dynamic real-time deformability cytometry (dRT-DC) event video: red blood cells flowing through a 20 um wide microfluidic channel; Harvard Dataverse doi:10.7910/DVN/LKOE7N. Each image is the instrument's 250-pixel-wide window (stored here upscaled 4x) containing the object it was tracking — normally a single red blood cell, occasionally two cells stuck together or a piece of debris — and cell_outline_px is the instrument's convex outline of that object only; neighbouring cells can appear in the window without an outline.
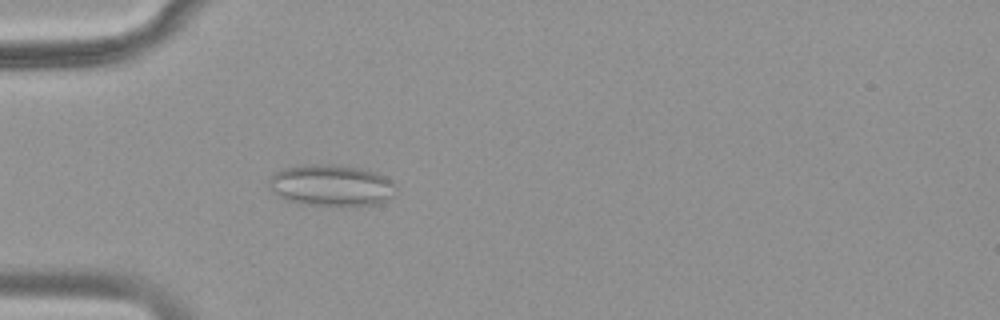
{"species": "common noctule bat (a hibernating species)", "species_latin": "Nyctalus noctula", "temperature_condition": "warm", "stored_images_in_passage": 45, "camera_frame_rate_fps": 3000, "um_per_image_px": 0.085, "animal": {"sex": "female", "body_mass_g": 18.4}, "frame": {"image": 1, "passage_image": 15, "time_ms": 4.667, "image_size_px": [1000, 320], "cell_outline_px": [[396, 188], [392, 196], [388, 200], [380, 204], [356, 208], [300, 204], [288, 200], [272, 192], [268, 184], [268, 180], [276, 172], [284, 168], [304, 164], [332, 164], [360, 168], [376, 172], [392, 180], [396, 184]], "centroid_in_image_um": [28.21, 15.79], "position_along_channel_um": 56.8, "area_um2": 31.62}}
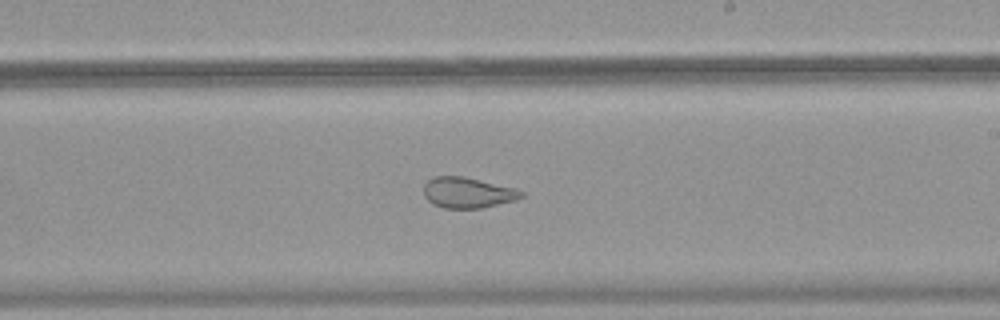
{"frame": {"image": 2, "passage_image": 30, "time_ms": 9.667, "image_size_px": [1000, 320], "cell_outline_px": [[524, 196], [516, 200], [480, 208], [444, 208], [432, 204], [424, 196], [424, 184], [432, 176], [464, 176], [516, 188], [524, 192]], "centroid_in_image_um": [39.75, 16.36], "position_along_channel_um": 249.3, "area_um2": 17.57}}
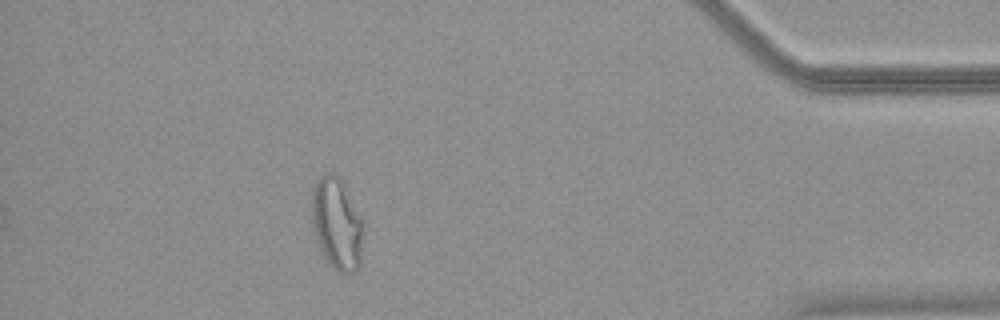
{"frame": {"image": 3, "passage_image": 45, "time_ms": 14.667, "image_size_px": [1000, 320], "cell_outline_px": [[360, 264], [352, 272], [340, 272], [332, 268], [328, 264], [316, 240], [312, 224], [312, 188], [316, 180], [324, 172], [328, 172], [336, 176], [344, 184], [360, 220]], "centroid_in_image_um": [28.55, 19.0], "position_along_channel_um": 406.6, "area_um2": 26.65}}